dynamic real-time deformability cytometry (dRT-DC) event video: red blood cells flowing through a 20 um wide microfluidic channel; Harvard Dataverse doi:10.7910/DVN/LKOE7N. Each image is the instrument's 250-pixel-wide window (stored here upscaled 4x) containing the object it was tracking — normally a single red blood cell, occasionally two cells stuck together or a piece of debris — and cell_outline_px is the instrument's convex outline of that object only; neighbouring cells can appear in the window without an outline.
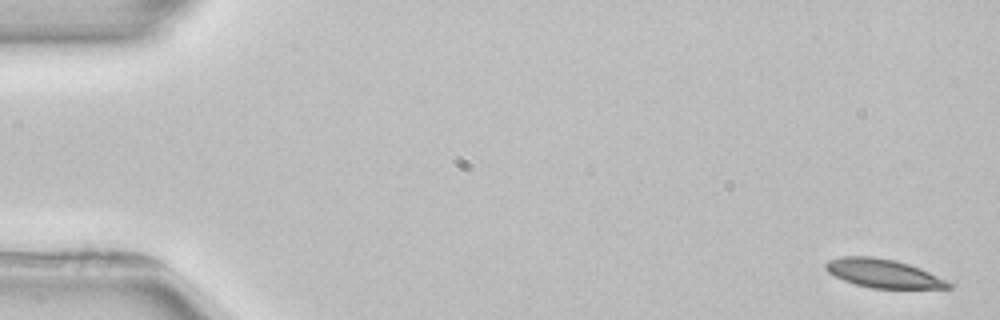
{"species": "common noctule bat (a hibernating species)", "species_latin": "Nyctalus noctula", "temperature_condition": "room temperature", "stored_images_in_passage": 4, "camera_frame_rate_fps": 3000, "um_per_image_px": 0.085, "animal": {"sex": "female", "body_mass_g": 22.7, "forearm_length_mm": 54.2}, "frame": {"image": 1, "passage_image": 1, "time_ms": 0.0, "image_size_px": [1000, 320], "cell_outline_px": [[952, 288], [872, 288], [856, 284], [844, 280], [828, 272], [824, 268], [824, 264], [828, 260], [840, 256], [872, 256], [896, 260], [920, 268], [952, 284]], "centroid_in_image_um": [75.02, 23.22], "position_along_channel_um": 10.0, "area_um2": 20.23}}
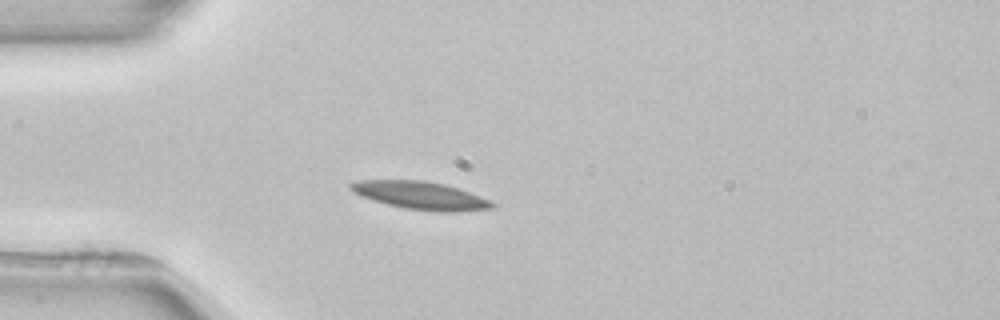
{"frame": {"image": 2, "passage_image": 4, "time_ms": 4.333, "image_size_px": [1000, 320], "cell_outline_px": [[496, 208], [460, 212], [436, 212], [404, 208], [388, 204], [360, 196], [348, 188], [348, 184], [356, 180], [424, 180], [444, 184], [480, 196], [496, 204]], "centroid_in_image_um": [35.74, 16.62], "position_along_channel_um": 49.3, "area_um2": 23.06}}